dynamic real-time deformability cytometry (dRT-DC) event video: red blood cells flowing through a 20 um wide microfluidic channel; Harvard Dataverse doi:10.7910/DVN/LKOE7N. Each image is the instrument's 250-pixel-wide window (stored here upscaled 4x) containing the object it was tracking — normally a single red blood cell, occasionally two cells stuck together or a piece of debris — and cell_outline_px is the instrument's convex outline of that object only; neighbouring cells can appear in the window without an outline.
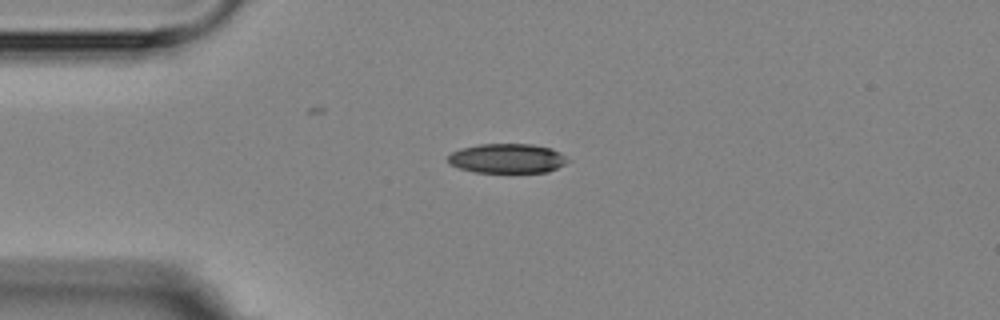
{"species": "Egyptian fruit bat (a non-hibernating species)", "species_latin": "Rousettus aegyptiacus", "temperature_condition": "room temperature", "stored_images_in_passage": 1, "camera_frame_rate_fps": 3000, "um_per_image_px": 0.085, "animal": {"sex": "female"}, "frame": {"image": 1, "passage_image": 1, "time_ms": 0.0, "image_size_px": [1000, 320], "cell_outline_px": [[568, 160], [564, 164], [548, 172], [476, 172], [460, 168], [448, 164], [448, 156], [452, 152], [460, 148], [480, 144], [532, 144], [552, 148], [560, 152]], "centroid_in_image_um": [43.09, 13.46], "position_along_channel_um": 41.9, "area_um2": 20.52}}